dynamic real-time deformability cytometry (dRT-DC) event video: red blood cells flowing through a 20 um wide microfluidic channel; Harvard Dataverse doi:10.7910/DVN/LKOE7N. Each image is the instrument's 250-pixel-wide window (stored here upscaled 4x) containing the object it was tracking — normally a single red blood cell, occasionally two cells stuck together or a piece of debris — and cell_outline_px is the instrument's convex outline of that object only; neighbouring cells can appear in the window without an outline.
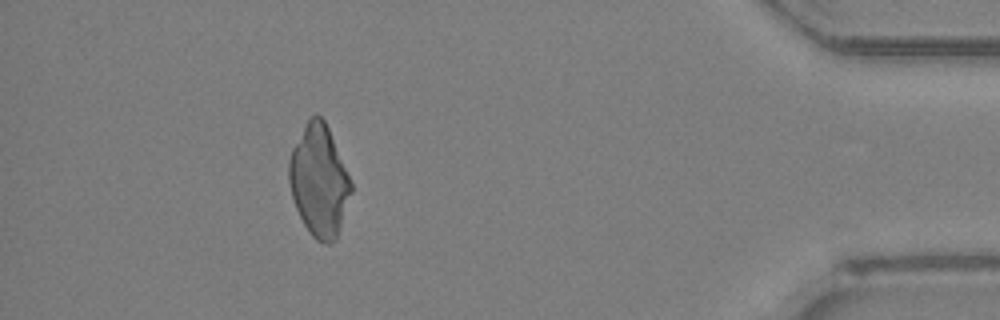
{"species": "Egyptian fruit bat (a non-hibernating species)", "species_latin": "Rousettus aegyptiacus", "temperature_condition": "room temperature", "stored_images_in_passage": 45, "camera_frame_rate_fps": 3000, "um_per_image_px": 0.085, "animal": {"sex": "female"}, "frame": {"image": 1, "passage_image": 41, "time_ms": 13.333, "image_size_px": [1000, 320], "cell_outline_px": [[352, 192], [336, 240], [332, 244], [324, 244], [316, 240], [312, 236], [304, 224], [296, 208], [292, 196], [288, 180], [288, 160], [292, 148], [308, 120], [316, 112], [324, 120], [328, 128], [352, 184]], "centroid_in_image_um": [27.11, 15.4], "position_along_channel_um": 408.1, "area_um2": 40.0}}